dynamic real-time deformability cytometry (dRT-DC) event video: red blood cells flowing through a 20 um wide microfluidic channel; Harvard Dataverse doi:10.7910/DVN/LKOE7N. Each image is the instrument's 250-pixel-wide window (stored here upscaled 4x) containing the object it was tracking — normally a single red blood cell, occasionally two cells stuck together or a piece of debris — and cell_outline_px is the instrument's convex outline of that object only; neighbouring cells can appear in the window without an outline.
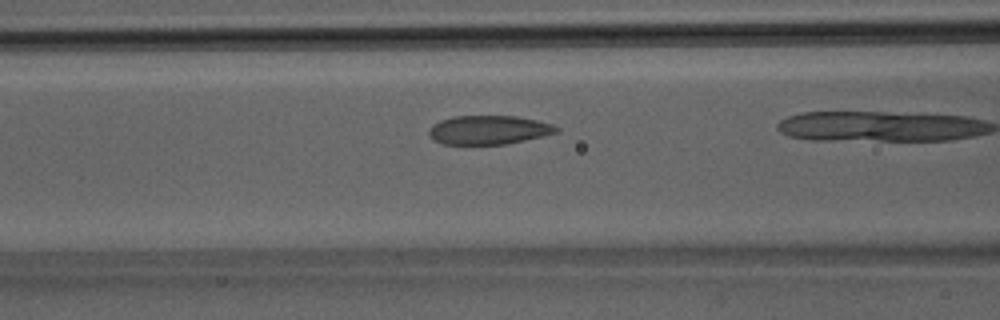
{"species": "Egyptian fruit bat (a non-hibernating species)", "species_latin": "Rousettus aegyptiacus", "temperature_condition": "room temperature", "stored_images_in_passage": 16, "camera_frame_rate_fps": 3000, "um_per_image_px": 0.085, "animal": {"sex": "male"}, "frame": {"image": 1, "passage_image": 12, "time_ms": 3.667, "image_size_px": [1000, 320], "cell_outline_px": [[560, 128], [556, 132], [544, 136], [508, 144], [444, 144], [432, 140], [428, 132], [428, 128], [432, 124], [440, 120], [456, 116], [516, 116], [536, 120], [552, 124]], "centroid_in_image_um": [41.51, 11.05], "position_along_channel_um": 125.1, "area_um2": 21.56}}